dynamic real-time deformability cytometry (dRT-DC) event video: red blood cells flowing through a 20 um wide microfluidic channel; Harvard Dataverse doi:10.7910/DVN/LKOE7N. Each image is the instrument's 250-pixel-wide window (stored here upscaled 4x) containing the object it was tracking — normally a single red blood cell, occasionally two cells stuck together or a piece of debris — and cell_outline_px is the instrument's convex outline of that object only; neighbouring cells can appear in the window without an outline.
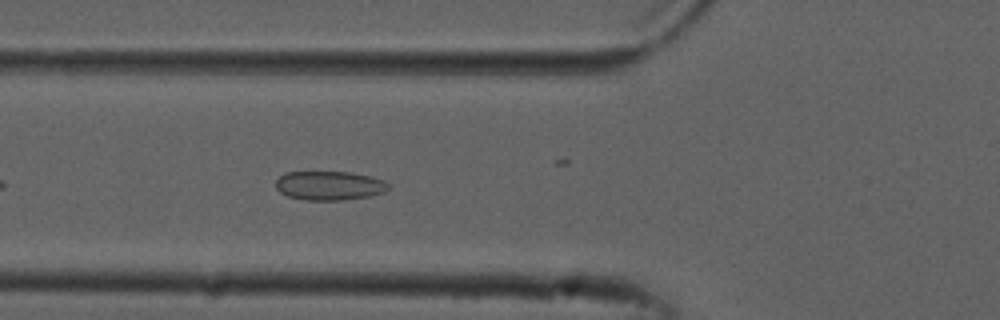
{"species": "common noctule bat (a hibernating species)", "species_latin": "Nyctalus noctula", "temperature_condition": "cold", "stored_images_in_passage": 31, "camera_frame_rate_fps": 3000, "um_per_image_px": 0.085, "animal": {"sex": "male", "forearm_length_mm": 52.5}, "frame": {"image": 1, "passage_image": 7, "time_ms": 2.0, "image_size_px": [1000, 320], "cell_outline_px": [[388, 188], [384, 192], [368, 196], [344, 200], [304, 200], [288, 196], [280, 192], [276, 188], [276, 180], [284, 172], [352, 172], [372, 176], [384, 180], [388, 184]], "centroid_in_image_um": [27.99, 15.77], "position_along_channel_um": 97.8, "area_um2": 19.13}}
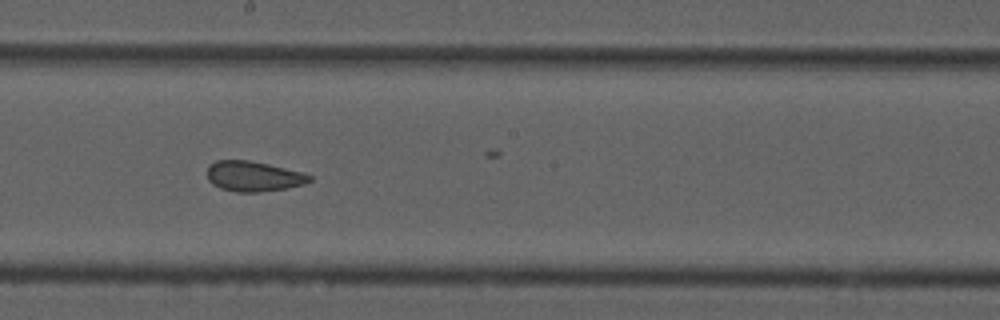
{"frame": {"image": 2, "passage_image": 17, "time_ms": 5.333, "image_size_px": [1000, 320], "cell_outline_px": [[312, 180], [304, 184], [288, 188], [260, 192], [236, 192], [220, 188], [212, 184], [208, 180], [208, 164], [216, 160], [248, 160], [268, 164], [300, 172], [312, 176]], "centroid_in_image_um": [21.52, 14.99], "position_along_channel_um": 226.7, "area_um2": 18.03}}
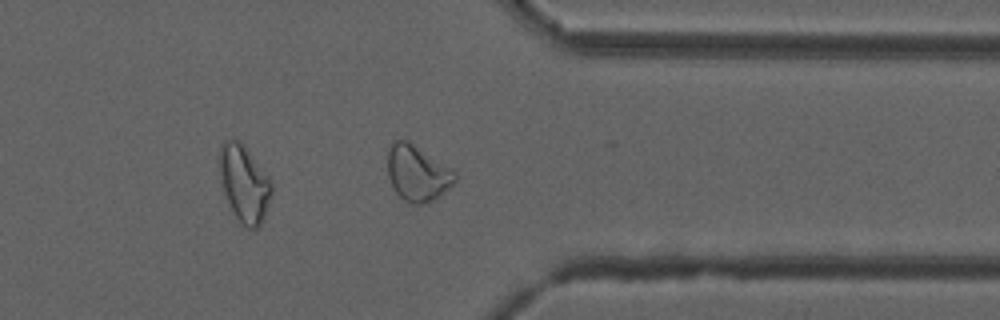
{"frame": {"image": 3, "passage_image": 29, "time_ms": 9.333, "image_size_px": [1000, 320], "cell_outline_px": [[456, 180], [448, 188], [432, 200], [420, 204], [412, 204], [404, 200], [396, 192], [388, 176], [388, 148], [396, 140], [408, 140], [452, 168], [456, 172]], "centroid_in_image_um": [35.48, 14.7], "position_along_channel_um": 375.9, "area_um2": 21.68}, "authors_computed_cell_mechanics": {"area_um2": 18.9006, "velocity_mm_per_s": 3.862, "shape_relaxation_time_tau1_ms": null, "shape_relaxation_time_tau2_ms": 1.8035, "deformation_change_tau1": null, "deformation_change_tau2": 0.0636}}